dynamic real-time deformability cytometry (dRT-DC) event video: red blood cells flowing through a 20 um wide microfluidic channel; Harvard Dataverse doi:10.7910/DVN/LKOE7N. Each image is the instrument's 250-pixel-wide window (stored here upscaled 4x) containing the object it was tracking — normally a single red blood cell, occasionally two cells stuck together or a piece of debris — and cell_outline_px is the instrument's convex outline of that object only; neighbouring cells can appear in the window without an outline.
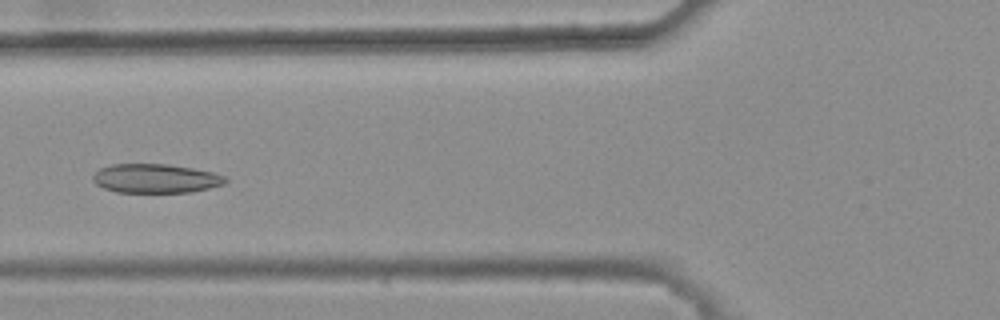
{"species": "common noctule bat (a hibernating species)", "species_latin": "Nyctalus noctula", "temperature_condition": "warm", "stored_images_in_passage": 43, "camera_frame_rate_fps": 3000, "um_per_image_px": 0.085, "animal": {"sex": "female", "body_mass_g": 25.1}, "frame": {"image": 1, "passage_image": 19, "time_ms": 6.0, "image_size_px": [1000, 320], "cell_outline_px": [[228, 180], [224, 184], [192, 192], [116, 192], [104, 188], [96, 184], [92, 180], [92, 176], [100, 168], [112, 164], [168, 164], [192, 168], [212, 172], [224, 176]], "centroid_in_image_um": [13.21, 15.17], "position_along_channel_um": 112.6, "area_um2": 22.37}}
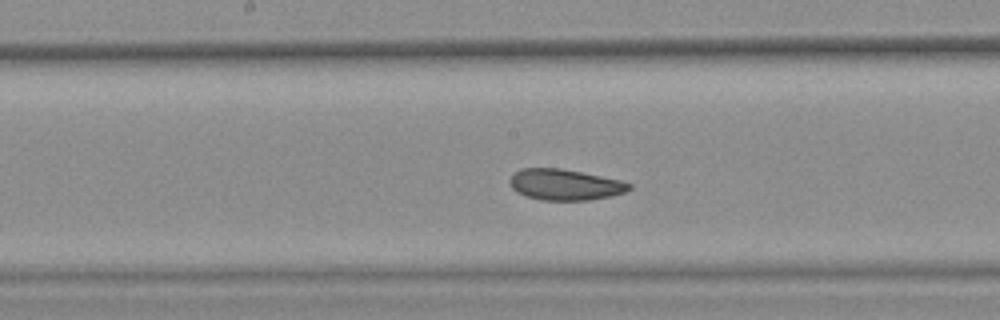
{"frame": {"image": 2, "passage_image": 26, "time_ms": 8.333, "image_size_px": [1000, 320], "cell_outline_px": [[632, 188], [624, 192], [612, 196], [588, 200], [540, 200], [524, 196], [516, 192], [512, 188], [512, 176], [520, 168], [560, 168], [620, 180], [632, 184]], "centroid_in_image_um": [48.03, 15.7], "position_along_channel_um": 200.2, "area_um2": 21.39}}
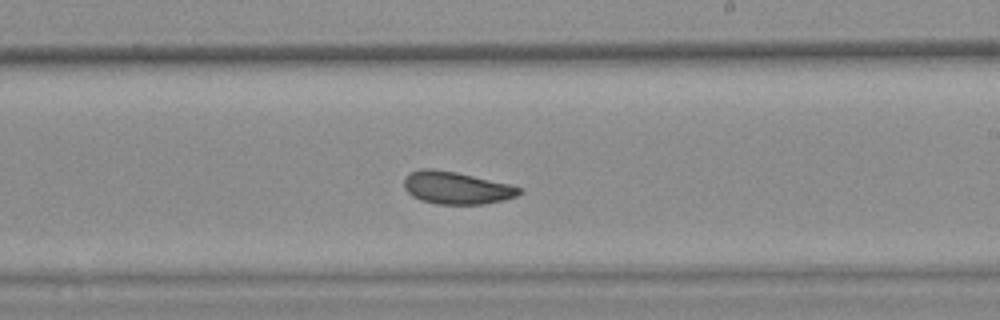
{"frame": {"image": 3, "passage_image": 30, "time_ms": 9.667, "image_size_px": [1000, 320], "cell_outline_px": [[524, 192], [516, 196], [504, 200], [484, 204], [436, 204], [420, 200], [412, 196], [404, 188], [404, 176], [420, 168], [432, 168], [456, 172], [508, 184], [524, 188]], "centroid_in_image_um": [38.79, 15.97], "position_along_channel_um": 250.2, "area_um2": 21.91}, "authors_computed_cell_mechanics": {"area_um2": 22.6576, "velocity_mm_per_s": 3.7573, "shape_relaxation_time_tau1_ms": 7.4833, "shape_relaxation_time_tau2_ms": 1.5986, "deformation_change_tau1": 0.1344, "deformation_change_tau2": 0.069}}